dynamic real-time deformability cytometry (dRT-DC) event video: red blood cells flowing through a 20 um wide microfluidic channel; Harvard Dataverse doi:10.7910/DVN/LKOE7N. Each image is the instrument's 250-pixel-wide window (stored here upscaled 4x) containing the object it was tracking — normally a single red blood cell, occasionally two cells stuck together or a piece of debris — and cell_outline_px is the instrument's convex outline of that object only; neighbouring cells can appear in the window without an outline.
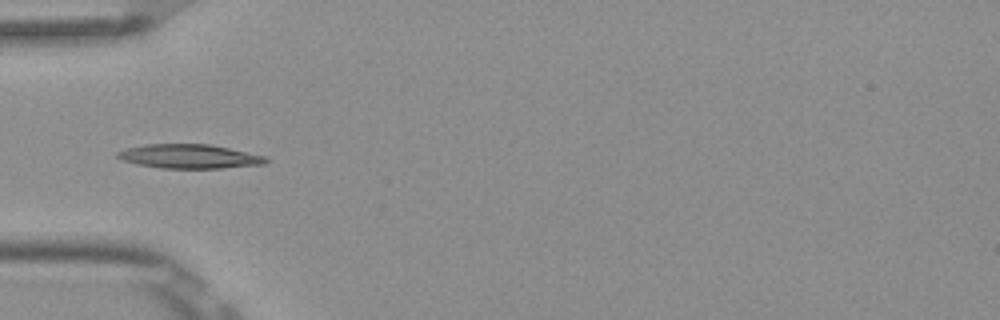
{"species": "Egyptian fruit bat (a non-hibernating species)", "species_latin": "Rousettus aegyptiacus", "temperature_condition": "room temperature", "stored_images_in_passage": 7, "camera_frame_rate_fps": 3000, "um_per_image_px": 0.085, "frame": {"image": 1, "passage_image": 5, "time_ms": 1.333, "image_size_px": [1000, 320], "cell_outline_px": [[268, 160], [264, 164], [220, 168], [160, 168], [136, 164], [124, 160], [116, 156], [116, 152], [128, 148], [144, 144], [208, 144], [228, 148], [264, 156]], "centroid_in_image_um": [16.05, 13.29], "position_along_channel_um": 68.9, "area_um2": 20.58}}
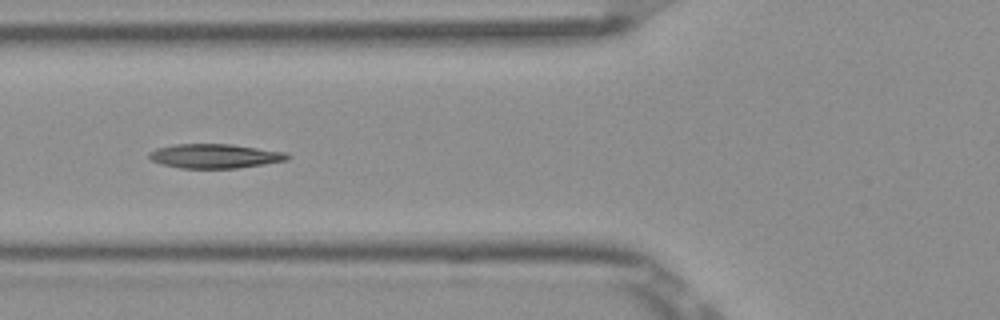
{"frame": {"image": 2, "passage_image": 6, "time_ms": 1.667, "image_size_px": [1000, 320], "cell_outline_px": [[292, 156], [288, 160], [264, 164], [236, 168], [180, 168], [164, 164], [152, 160], [148, 156], [148, 152], [156, 148], [172, 144], [232, 144], [284, 152]], "centroid_in_image_um": [18.26, 13.26], "position_along_channel_um": 107.5, "area_um2": 19.54}}
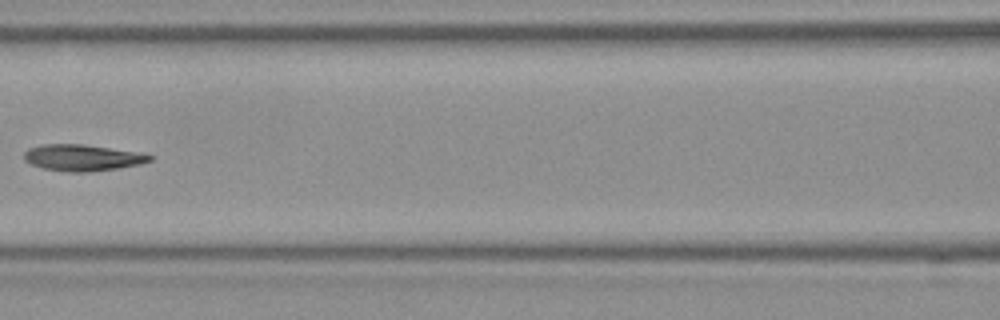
{"frame": {"image": 3, "passage_image": 7, "time_ms": 2.0, "image_size_px": [1000, 320], "cell_outline_px": [[156, 156], [152, 160], [140, 164], [116, 168], [88, 172], [68, 172], [44, 168], [32, 164], [24, 160], [24, 152], [28, 148], [40, 144], [84, 144], [140, 152]], "centroid_in_image_um": [7.02, 13.39], "position_along_channel_um": 159.6, "area_um2": 19.42}}